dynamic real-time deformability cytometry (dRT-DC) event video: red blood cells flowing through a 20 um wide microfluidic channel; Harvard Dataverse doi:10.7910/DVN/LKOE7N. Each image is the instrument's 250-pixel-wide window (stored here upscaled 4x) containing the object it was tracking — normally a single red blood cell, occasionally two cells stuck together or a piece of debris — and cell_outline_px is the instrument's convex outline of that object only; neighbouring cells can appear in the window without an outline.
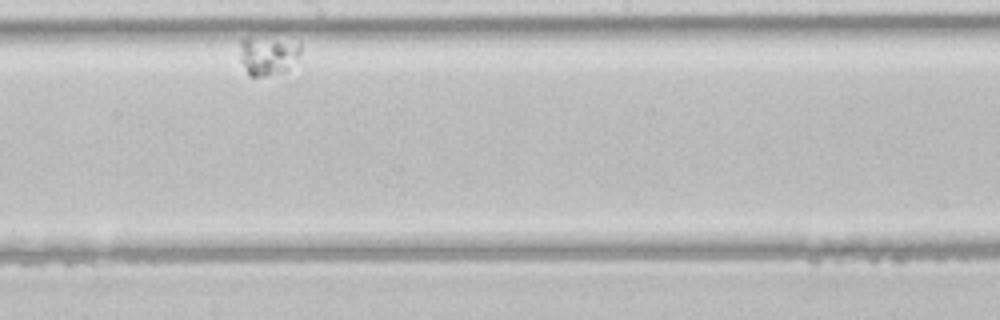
{"species": "common noctule bat (a hibernating species)", "species_latin": "Nyctalus noctula", "temperature_condition": "room temperature", "stored_images_in_passage": 8, "camera_frame_rate_fps": 3000, "um_per_image_px": 0.085, "animal": {"sex": "male", "body_mass_g": 21.5, "forearm_length_mm": 52.0}, "frame": {"image": 1, "passage_image": 5, "time_ms": 1.333, "image_size_px": [1000, 320], "cell_outline_px": [[300, 52], [296, 56], [272, 72], [264, 76], [248, 76], [240, 60], [240, 40], [244, 36], [248, 36], [300, 40]], "centroid_in_image_um": [22.64, 4.59], "position_along_channel_um": 225.6, "area_um2": 13.24}}
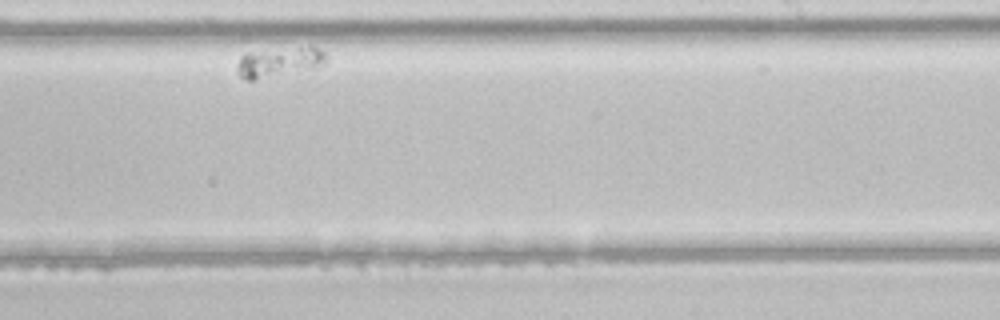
{"frame": {"image": 2, "passage_image": 6, "time_ms": 1.667, "image_size_px": [1000, 320], "cell_outline_px": [[328, 60], [324, 64], [316, 68], [252, 80], [248, 80], [240, 76], [236, 72], [240, 56], [244, 52], [308, 44], [312, 44], [320, 48], [328, 56]], "centroid_in_image_um": [23.8, 5.21], "position_along_channel_um": 265.2, "area_um2": 16.24}}